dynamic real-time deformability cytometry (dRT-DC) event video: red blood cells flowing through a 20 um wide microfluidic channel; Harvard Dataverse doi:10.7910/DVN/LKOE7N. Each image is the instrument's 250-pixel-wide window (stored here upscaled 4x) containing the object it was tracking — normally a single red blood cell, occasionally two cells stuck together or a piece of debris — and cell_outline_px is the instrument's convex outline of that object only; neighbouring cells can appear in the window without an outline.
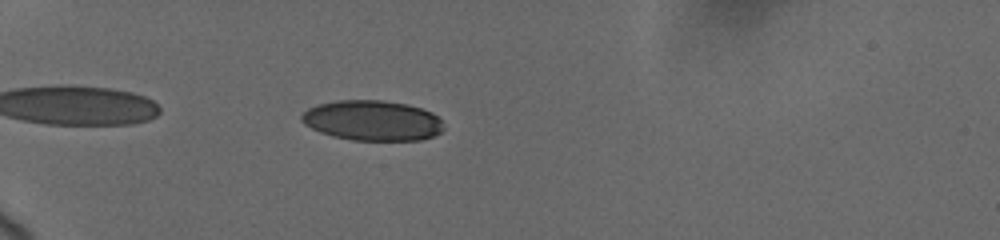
{"species": "human", "species_latin": "Homo sapiens", "temperature_condition": "cold", "stored_images_in_passage": 17, "camera_frame_rate_fps": 3000, "um_per_image_px": 0.085, "donor": {"sex": "female"}, "frame": {"image": 1, "passage_image": 3, "time_ms": 1.0, "image_size_px": [1000, 240], "cell_outline_px": [[444, 128], [440, 132], [432, 136], [420, 140], [352, 140], [332, 136], [320, 132], [304, 124], [300, 120], [300, 116], [308, 108], [320, 104], [340, 100], [380, 100], [408, 104], [432, 112], [440, 120]], "centroid_in_image_um": [31.63, 10.24], "position_along_channel_um": 53.4, "area_um2": 33.18}}
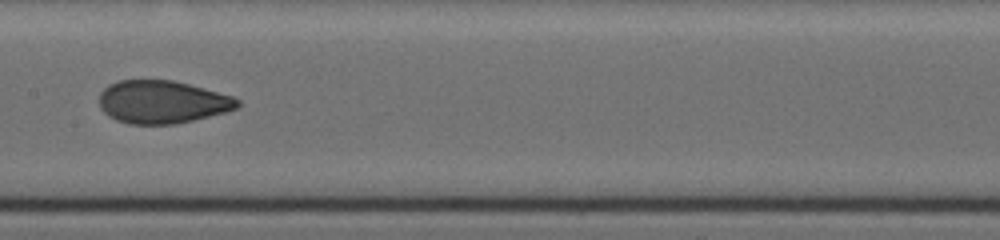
{"frame": {"image": 2, "passage_image": 13, "time_ms": 5.667, "image_size_px": [1000, 240], "cell_outline_px": [[240, 104], [236, 108], [224, 112], [192, 120], [172, 124], [128, 124], [116, 120], [108, 116], [100, 108], [100, 92], [108, 84], [120, 80], [172, 80], [188, 84], [232, 96], [240, 100]], "centroid_in_image_um": [13.74, 8.66], "position_along_channel_um": 193.7, "area_um2": 34.33}}
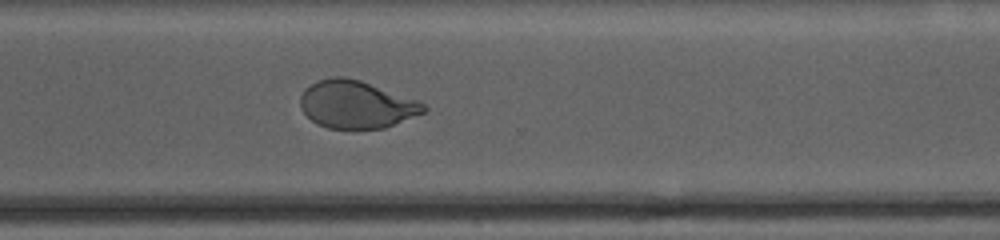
{"frame": {"image": 3, "passage_image": 17, "time_ms": 9.667, "image_size_px": [1000, 240], "cell_outline_px": [[428, 108], [424, 112], [384, 128], [328, 128], [316, 124], [300, 108], [300, 96], [304, 88], [320, 80], [332, 76], [344, 76], [360, 80], [420, 100]], "centroid_in_image_um": [30.28, 8.86], "position_along_channel_um": 340.3, "area_um2": 34.22}}